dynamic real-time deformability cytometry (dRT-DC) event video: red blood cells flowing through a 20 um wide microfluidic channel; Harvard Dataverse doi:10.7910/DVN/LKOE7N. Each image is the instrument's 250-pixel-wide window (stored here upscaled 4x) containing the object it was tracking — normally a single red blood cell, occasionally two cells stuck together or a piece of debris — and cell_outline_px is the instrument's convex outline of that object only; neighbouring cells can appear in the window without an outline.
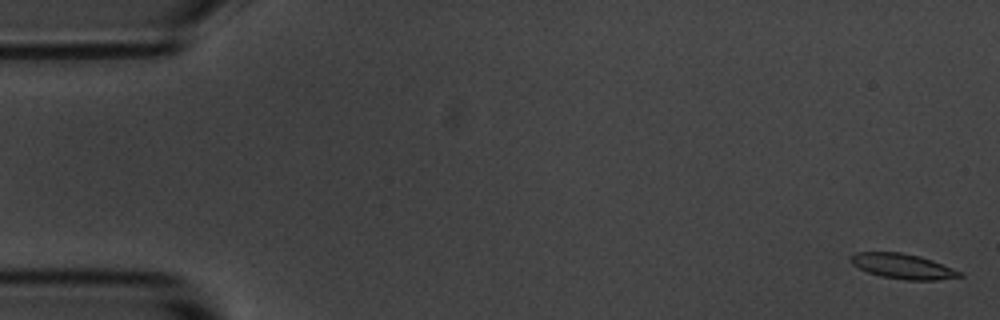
{"species": "common noctule bat (a hibernating species)", "species_latin": "Nyctalus noctula", "temperature_condition": "room temperature", "stored_images_in_passage": 55, "camera_frame_rate_fps": 3000, "um_per_image_px": 0.085, "animal": {"sex": "male", "body_mass_g": 20.1, "forearm_length_mm": 53.5}, "frame": {"image": 1, "passage_image": 1, "time_ms": 0.0, "image_size_px": [1000, 320], "cell_outline_px": [[964, 276], [936, 280], [908, 280], [880, 276], [868, 272], [852, 264], [848, 260], [848, 256], [856, 252], [900, 252], [920, 256], [932, 260], [964, 272]], "centroid_in_image_um": [76.74, 22.62], "position_along_channel_um": 8.3, "area_um2": 16.07}}
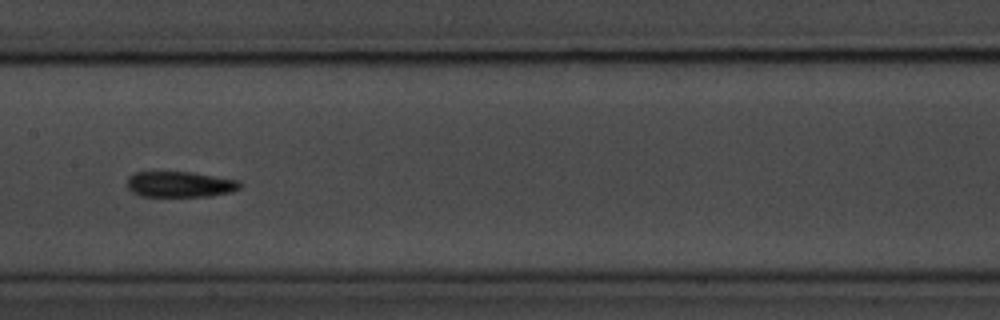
{"frame": {"image": 2, "passage_image": 27, "time_ms": 8.667, "image_size_px": [1000, 320], "cell_outline_px": [[240, 188], [232, 192], [208, 196], [140, 196], [132, 192], [128, 188], [128, 176], [136, 172], [192, 172], [240, 180]], "centroid_in_image_um": [15.31, 15.66], "position_along_channel_um": 192.1, "area_um2": 16.94}}
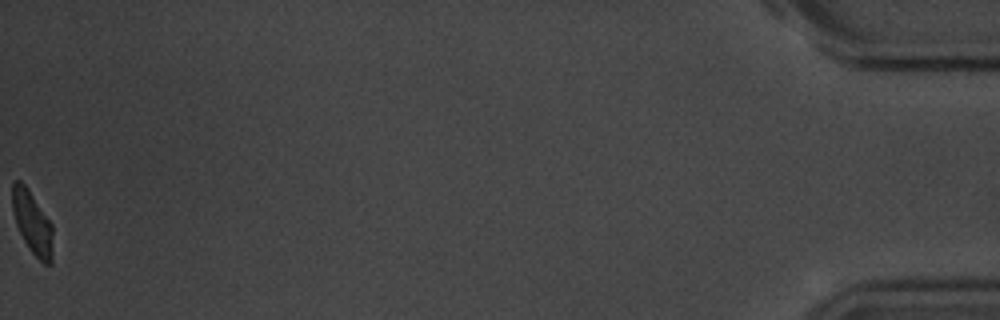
{"frame": {"image": 3, "passage_image": 55, "time_ms": 18.0, "image_size_px": [1000, 320], "cell_outline_px": [[52, 264], [44, 264], [28, 248], [16, 224], [12, 208], [12, 180], [20, 180], [28, 188], [52, 224]], "centroid_in_image_um": [2.74, 18.9], "position_along_channel_um": 432.5, "area_um2": 14.8}, "authors_computed_cell_mechanics": {"area_um2": 16.5308, "velocity_mm_per_s": 3.6614, "shape_relaxation_time_tau1_ms": 3.7235, "shape_relaxation_time_tau2_ms": 3.1825, "deformation_change_tau1": 0.1455, "deformation_change_tau2": 0.1078}}